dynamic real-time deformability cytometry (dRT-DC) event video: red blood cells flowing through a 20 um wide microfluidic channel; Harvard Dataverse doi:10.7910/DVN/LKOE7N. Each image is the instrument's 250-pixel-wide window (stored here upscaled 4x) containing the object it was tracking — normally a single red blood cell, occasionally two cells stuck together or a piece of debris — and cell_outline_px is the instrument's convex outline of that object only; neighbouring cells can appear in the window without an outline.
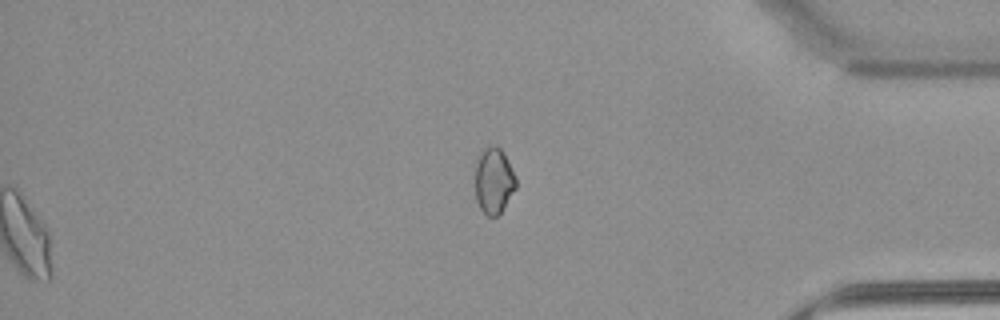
{"species": "common noctule bat (a hibernating species)", "species_latin": "Nyctalus noctula", "temperature_condition": "warm", "stored_images_in_passage": 53, "segment_of_instrument_passage": [2, 2], "camera_frame_rate_fps": 3000, "um_per_image_px": 0.085, "animal": {"sex": "female", "body_mass_g": 22.7, "forearm_length_mm": 54.2}, "frame": {"image": 1, "passage_image": 53, "time_ms": 17.333, "image_size_px": [1000, 320], "cell_outline_px": [[516, 188], [500, 212], [496, 216], [488, 216], [480, 208], [476, 200], [476, 160], [480, 152], [488, 144], [496, 144], [504, 152], [516, 176]], "centroid_in_image_um": [41.97, 15.3], "position_along_channel_um": 393.2, "area_um2": 15.78}}